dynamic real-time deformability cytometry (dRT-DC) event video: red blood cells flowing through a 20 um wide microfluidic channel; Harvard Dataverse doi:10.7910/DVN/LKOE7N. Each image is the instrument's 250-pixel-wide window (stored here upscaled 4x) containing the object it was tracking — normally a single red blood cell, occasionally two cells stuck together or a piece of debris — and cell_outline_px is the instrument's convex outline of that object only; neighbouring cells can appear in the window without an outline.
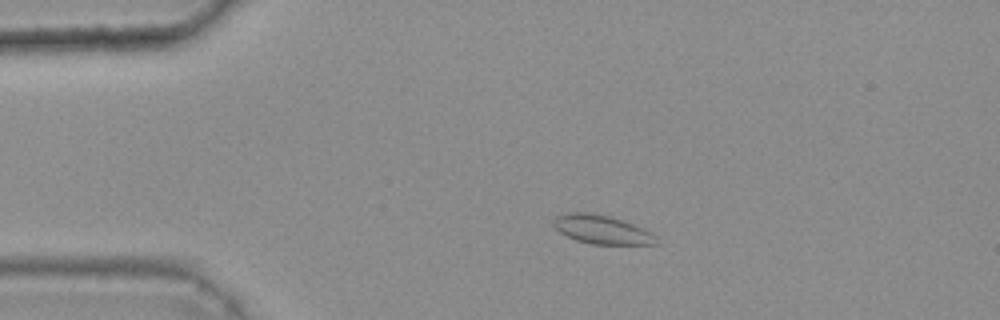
{"species": "common noctule bat (a hibernating species)", "species_latin": "Nyctalus noctula", "temperature_condition": "warm", "stored_images_in_passage": 46, "camera_frame_rate_fps": 3000, "um_per_image_px": 0.085, "animal": {"sex": "female", "body_mass_g": 25.1}, "frame": {"image": 1, "passage_image": 11, "time_ms": 3.333, "image_size_px": [1000, 320], "cell_outline_px": [[656, 244], [592, 244], [576, 240], [560, 232], [552, 224], [556, 216], [572, 212], [588, 212], [612, 216], [652, 232], [656, 236]], "centroid_in_image_um": [51.15, 19.5], "position_along_channel_um": 33.9, "area_um2": 17.05}}
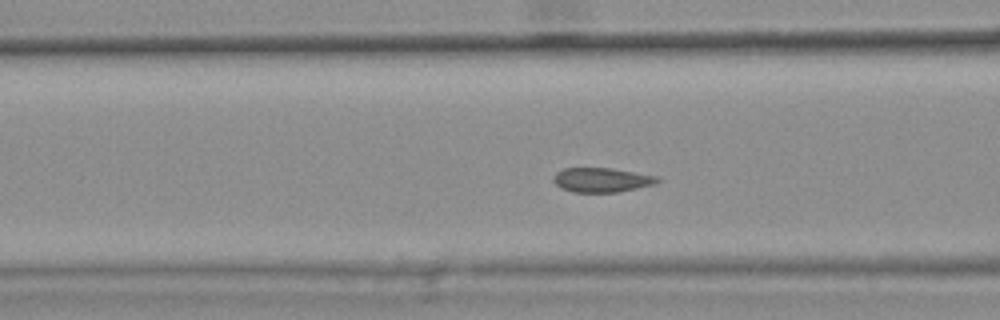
{"frame": {"image": 2, "passage_image": 21, "time_ms": 6.667, "image_size_px": [1000, 320], "cell_outline_px": [[660, 180], [656, 184], [620, 192], [572, 192], [560, 188], [552, 180], [552, 176], [556, 172], [564, 168], [612, 168], [660, 176]], "centroid_in_image_um": [51.16, 15.29], "position_along_channel_um": 115.4, "area_um2": 15.09}}
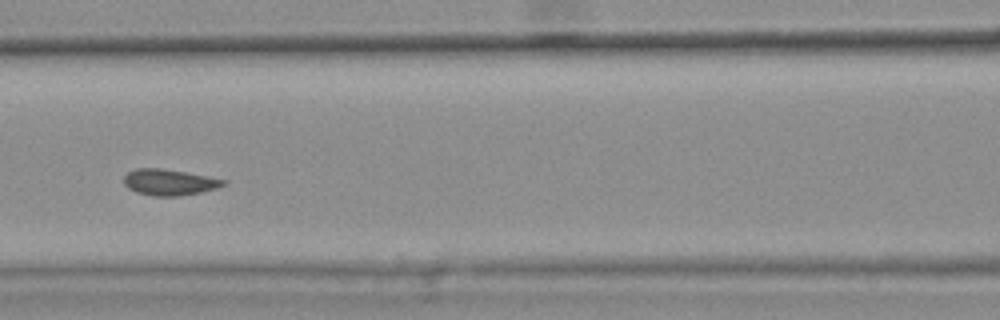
{"frame": {"image": 3, "passage_image": 24, "time_ms": 7.667, "image_size_px": [1000, 320], "cell_outline_px": [[228, 184], [216, 188], [200, 192], [176, 196], [152, 196], [136, 192], [128, 188], [124, 184], [124, 176], [128, 172], [136, 168], [160, 168], [184, 172], [228, 180]], "centroid_in_image_um": [14.38, 15.49], "position_along_channel_um": 152.2, "area_um2": 15.09}}